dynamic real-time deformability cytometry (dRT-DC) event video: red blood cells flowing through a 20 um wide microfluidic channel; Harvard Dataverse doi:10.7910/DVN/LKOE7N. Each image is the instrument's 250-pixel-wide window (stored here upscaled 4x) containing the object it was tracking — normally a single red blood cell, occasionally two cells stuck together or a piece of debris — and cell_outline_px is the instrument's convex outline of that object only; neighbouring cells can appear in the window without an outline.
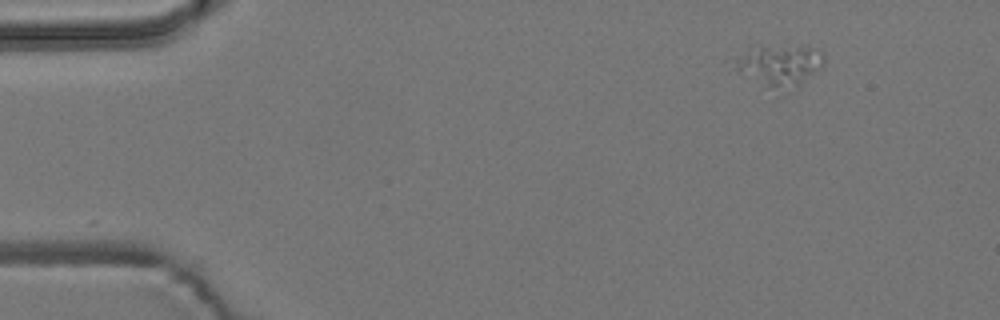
{"species": "common noctule bat (a hibernating species)", "species_latin": "Nyctalus noctula", "temperature_condition": "room temperature", "stored_images_in_passage": 2, "camera_frame_rate_fps": 3000, "um_per_image_px": 0.085, "animal": {"sex": "male", "body_mass_g": 19.2, "forearm_length_mm": 51.8}, "frame": {"image": 1, "passage_image": 2, "time_ms": 1.0, "image_size_px": [1000, 320], "cell_outline_px": [[824, 64], [820, 68], [796, 84], [776, 96], [732, 68], [748, 44], [816, 48], [824, 52]], "centroid_in_image_um": [66.16, 5.57], "position_along_channel_um": 18.8, "area_um2": 22.2}}